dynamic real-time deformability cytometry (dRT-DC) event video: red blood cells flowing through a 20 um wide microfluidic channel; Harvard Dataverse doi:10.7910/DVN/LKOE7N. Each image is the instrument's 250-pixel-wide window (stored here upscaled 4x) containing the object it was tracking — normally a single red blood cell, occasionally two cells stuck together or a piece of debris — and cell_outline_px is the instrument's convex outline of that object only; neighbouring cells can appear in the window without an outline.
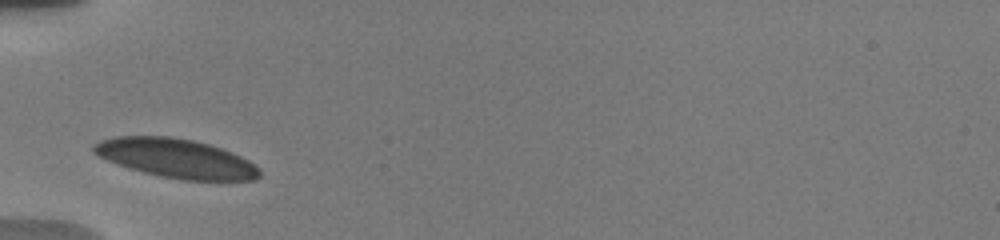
{"species": "human", "species_latin": "Homo sapiens", "temperature_condition": "warm", "stored_images_in_passage": 12, "camera_frame_rate_fps": 3000, "um_per_image_px": 0.085, "donor": {"sex": "male"}, "frame": {"image": 1, "passage_image": 1, "time_ms": 0.0, "image_size_px": [1000, 240], "cell_outline_px": [[260, 176], [256, 180], [180, 180], [160, 176], [128, 168], [108, 160], [92, 152], [92, 144], [100, 140], [116, 136], [172, 136], [192, 140], [208, 144], [232, 152], [248, 160], [260, 168]], "centroid_in_image_um": [14.96, 13.45], "position_along_channel_um": 70.0, "area_um2": 37.74}}
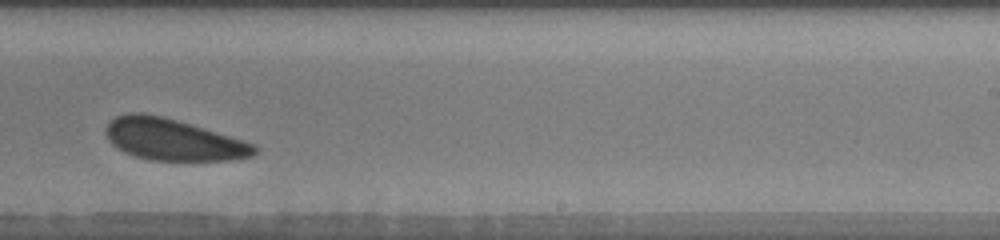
{"frame": {"image": 2, "passage_image": 9, "time_ms": 5.667, "image_size_px": [1000, 240], "cell_outline_px": [[256, 152], [252, 156], [240, 160], [148, 160], [124, 152], [116, 148], [108, 140], [104, 132], [108, 124], [116, 116], [128, 112], [144, 112], [164, 116], [244, 140], [256, 144]], "centroid_in_image_um": [14.7, 11.86], "position_along_channel_um": 274.3, "area_um2": 36.24}}
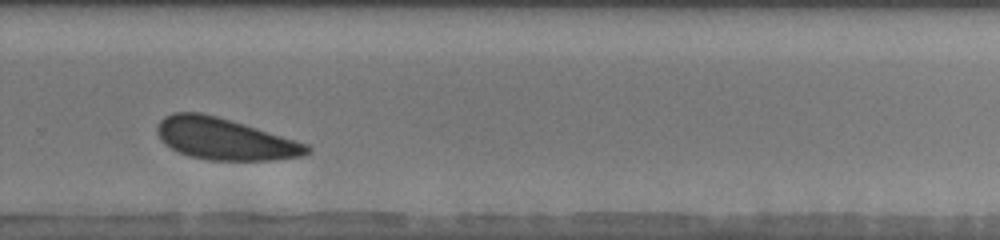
{"frame": {"image": 3, "passage_image": 10, "time_ms": 6.667, "image_size_px": [1000, 240], "cell_outline_px": [[312, 152], [304, 156], [276, 160], [208, 160], [188, 156], [164, 144], [160, 140], [156, 132], [156, 128], [160, 120], [164, 116], [172, 112], [200, 112], [216, 116], [244, 124], [296, 140], [308, 144], [312, 148]], "centroid_in_image_um": [19.1, 11.82], "position_along_channel_um": 310.7, "area_um2": 36.53}, "authors_computed_cell_mechanics": {"area_um2": 37.7723, "velocity_mm_per_s": 3.6541, "shape_relaxation_time_tau1_ms": 1.2782, "shape_relaxation_time_tau2_ms": 7.2758, "deformation_change_tau1": 0.0403, "deformation_change_tau2": 0.1414}}